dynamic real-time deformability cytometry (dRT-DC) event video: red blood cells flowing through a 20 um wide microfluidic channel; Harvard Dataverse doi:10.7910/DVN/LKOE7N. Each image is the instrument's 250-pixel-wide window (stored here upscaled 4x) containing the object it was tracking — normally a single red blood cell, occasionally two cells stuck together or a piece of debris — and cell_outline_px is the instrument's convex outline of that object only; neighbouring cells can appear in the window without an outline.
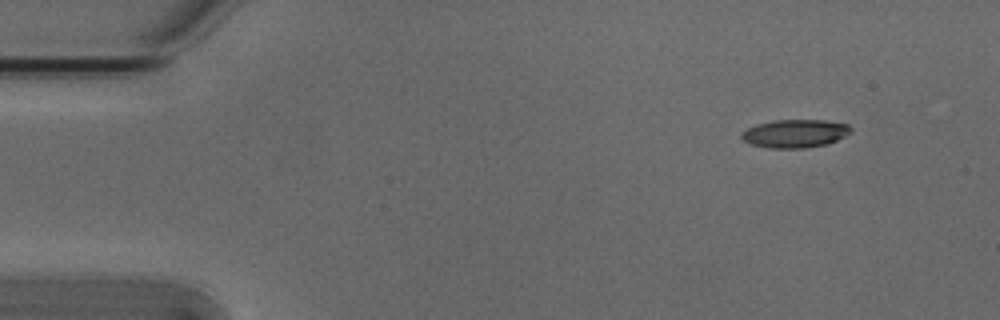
{"species": "Egyptian fruit bat (a non-hibernating species)", "species_latin": "Rousettus aegyptiacus", "temperature_condition": "cold", "stored_images_in_passage": 5, "camera_frame_rate_fps": 3000, "um_per_image_px": 0.085, "animal": {"sex": "male"}, "frame": {"image": 1, "passage_image": 1, "time_ms": 0.0, "image_size_px": [1000, 320], "cell_outline_px": [[852, 132], [828, 144], [804, 148], [768, 148], [752, 144], [744, 140], [740, 136], [748, 128], [756, 124], [776, 120], [824, 120], [848, 124], [852, 128]], "centroid_in_image_um": [67.61, 11.35], "position_along_channel_um": 17.4, "area_um2": 17.86}}
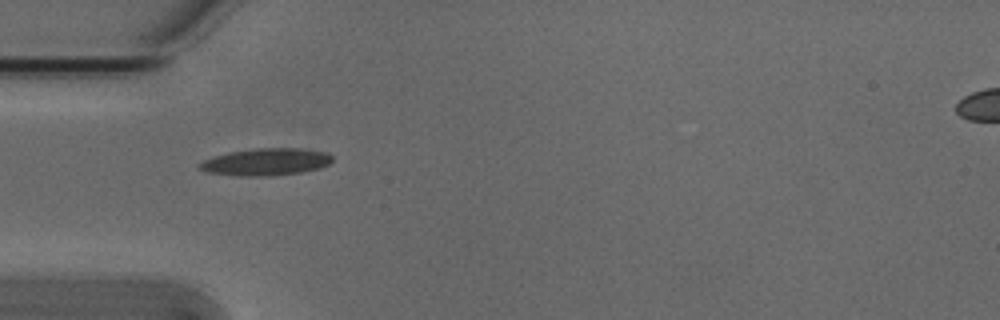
{"frame": {"image": 2, "passage_image": 4, "time_ms": 1.0, "image_size_px": [1000, 320], "cell_outline_px": [[332, 160], [328, 164], [320, 168], [300, 172], [268, 176], [240, 176], [204, 172], [196, 168], [196, 164], [204, 160], [228, 152], [256, 148], [300, 148], [328, 152], [332, 156]], "centroid_in_image_um": [22.57, 13.76], "position_along_channel_um": 62.4, "area_um2": 21.15}}
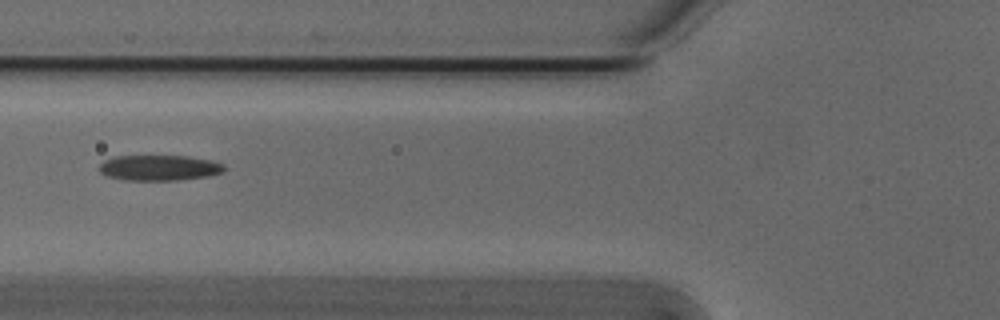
{"frame": {"image": 3, "passage_image": 5, "time_ms": 1.333, "image_size_px": [1000, 320], "cell_outline_px": [[224, 172], [208, 176], [180, 180], [124, 180], [108, 176], [100, 172], [100, 164], [104, 160], [116, 156], [188, 156], [212, 160], [224, 164]], "centroid_in_image_um": [13.56, 14.26], "position_along_channel_um": 112.2, "area_um2": 18.61}}